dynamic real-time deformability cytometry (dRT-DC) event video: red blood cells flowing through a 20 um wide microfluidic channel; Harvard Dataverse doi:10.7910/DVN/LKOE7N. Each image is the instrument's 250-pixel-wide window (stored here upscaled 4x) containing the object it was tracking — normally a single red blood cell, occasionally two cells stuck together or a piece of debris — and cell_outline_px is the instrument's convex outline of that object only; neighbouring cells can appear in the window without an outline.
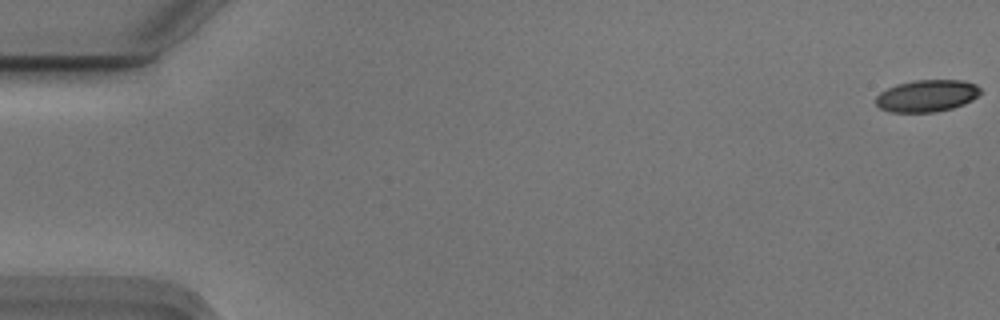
{"species": "Egyptian fruit bat (a non-hibernating species)", "species_latin": "Rousettus aegyptiacus", "temperature_condition": "cold", "stored_images_in_passage": 17, "camera_frame_rate_fps": 3000, "um_per_image_px": 0.085, "animal": {"sex": "male"}, "frame": {"image": 1, "passage_image": 1, "time_ms": 0.0, "image_size_px": [1000, 320], "cell_outline_px": [[980, 92], [972, 100], [964, 104], [952, 108], [936, 112], [888, 112], [880, 108], [876, 104], [876, 96], [880, 92], [896, 84], [916, 80], [964, 80], [976, 84], [980, 88]], "centroid_in_image_um": [78.77, 8.14], "position_along_channel_um": 6.2, "area_um2": 19.54}}
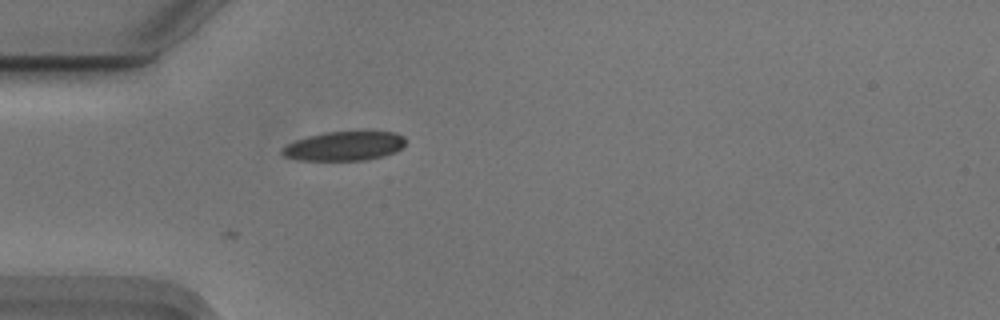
{"frame": {"image": 2, "passage_image": 17, "time_ms": 5.333, "image_size_px": [1000, 320], "cell_outline_px": [[404, 144], [396, 152], [384, 156], [368, 160], [296, 160], [284, 156], [280, 152], [280, 148], [296, 140], [308, 136], [324, 132], [364, 128], [396, 132], [404, 136]], "centroid_in_image_um": [29.31, 12.36], "position_along_channel_um": 55.7, "area_um2": 22.08}}